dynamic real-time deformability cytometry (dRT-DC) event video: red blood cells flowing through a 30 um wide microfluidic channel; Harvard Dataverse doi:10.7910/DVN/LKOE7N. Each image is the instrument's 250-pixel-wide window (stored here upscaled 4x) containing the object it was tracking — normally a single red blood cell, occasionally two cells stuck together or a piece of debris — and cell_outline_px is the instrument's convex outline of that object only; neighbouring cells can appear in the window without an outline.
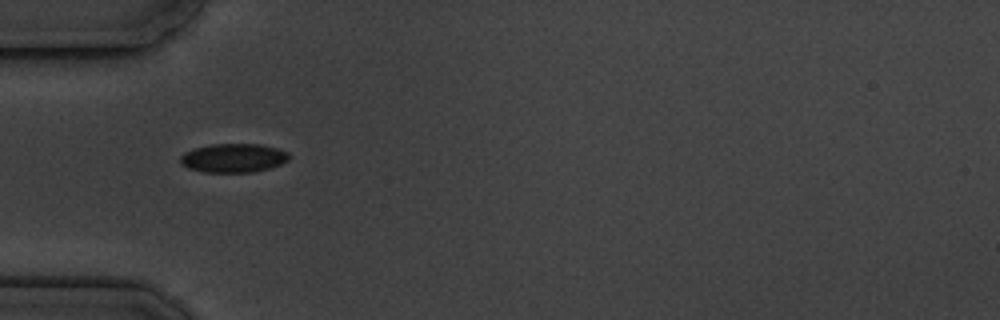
{"species": "common noctule bat (a hibernating species)", "species_latin": "Nyctalus noctula", "temperature_condition": "cold", "stored_images_in_passage": 2, "camera_frame_rate_fps": 3000, "um_per_image_px": 0.085, "animal": {"sex": "male", "body_mass_g": 19.5, "forearm_length_mm": 54.6}, "frame": {"image": 1, "passage_image": 1, "time_ms": 0.0, "image_size_px": [1000, 320], "cell_outline_px": [[288, 160], [280, 164], [268, 168], [252, 172], [204, 172], [188, 168], [180, 164], [180, 156], [184, 152], [196, 148], [212, 144], [260, 144], [276, 148], [288, 152]], "centroid_in_image_um": [19.81, 13.43], "position_along_channel_um": 65.2, "area_um2": 18.15}}